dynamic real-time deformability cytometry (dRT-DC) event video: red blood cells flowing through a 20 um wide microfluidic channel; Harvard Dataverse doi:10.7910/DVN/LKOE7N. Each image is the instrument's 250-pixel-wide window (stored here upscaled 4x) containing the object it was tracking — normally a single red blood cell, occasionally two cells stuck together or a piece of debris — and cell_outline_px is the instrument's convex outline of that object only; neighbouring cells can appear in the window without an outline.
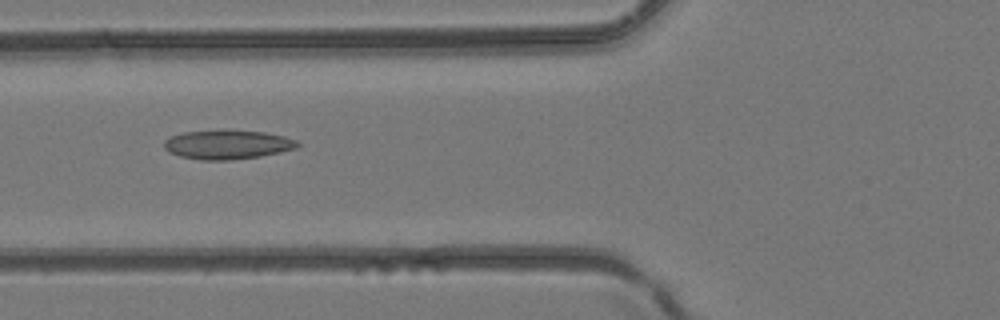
{"species": "common noctule bat (a hibernating species)", "species_latin": "Nyctalus noctula", "temperature_condition": "room temperature", "stored_images_in_passage": 28, "camera_frame_rate_fps": 3000, "um_per_image_px": 0.085, "animal": {"sex": "female", "body_mass_g": 24.6, "forearm_length_mm": 56.2}, "frame": {"image": 1, "passage_image": 3, "time_ms": 0.667, "image_size_px": [1000, 320], "cell_outline_px": [[300, 144], [296, 148], [280, 152], [260, 156], [228, 160], [200, 160], [180, 156], [168, 152], [164, 148], [164, 140], [172, 136], [184, 132], [224, 128], [228, 128], [264, 132], [284, 136], [296, 140]], "centroid_in_image_um": [19.31, 12.26], "position_along_channel_um": 106.5, "area_um2": 23.12}}
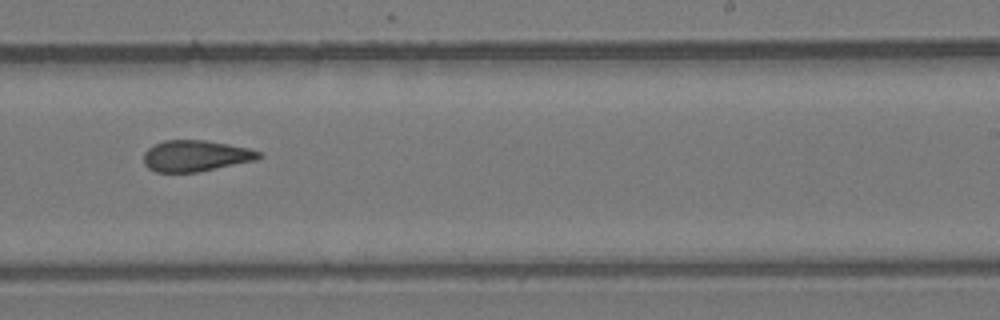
{"frame": {"image": 2, "passage_image": 13, "time_ms": 4.0, "image_size_px": [1000, 320], "cell_outline_px": [[264, 156], [256, 160], [196, 172], [156, 172], [148, 168], [144, 164], [144, 152], [148, 148], [164, 140], [204, 140], [228, 144], [248, 148], [260, 152]], "centroid_in_image_um": [16.62, 13.24], "position_along_channel_um": 272.4, "area_um2": 20.81}}
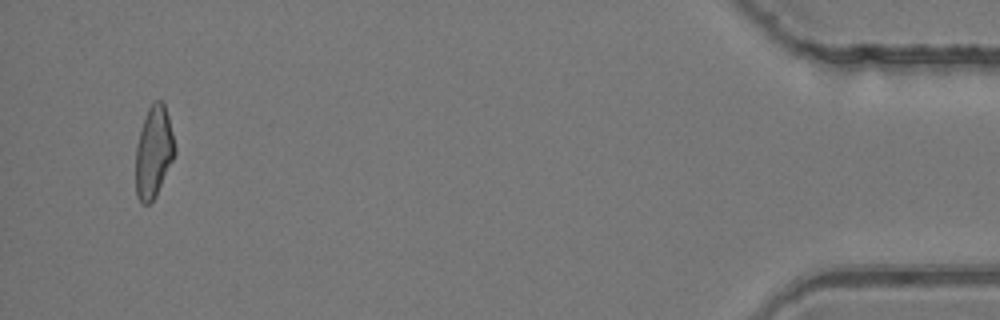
{"frame": {"image": 3, "passage_image": 27, "time_ms": 8.667, "image_size_px": [1000, 320], "cell_outline_px": [[176, 152], [156, 196], [148, 204], [140, 204], [136, 196], [136, 144], [148, 108], [156, 100], [160, 100], [164, 104], [168, 116], [176, 148]], "centroid_in_image_um": [13.06, 12.96], "position_along_channel_um": 422.1, "area_um2": 20.69}}